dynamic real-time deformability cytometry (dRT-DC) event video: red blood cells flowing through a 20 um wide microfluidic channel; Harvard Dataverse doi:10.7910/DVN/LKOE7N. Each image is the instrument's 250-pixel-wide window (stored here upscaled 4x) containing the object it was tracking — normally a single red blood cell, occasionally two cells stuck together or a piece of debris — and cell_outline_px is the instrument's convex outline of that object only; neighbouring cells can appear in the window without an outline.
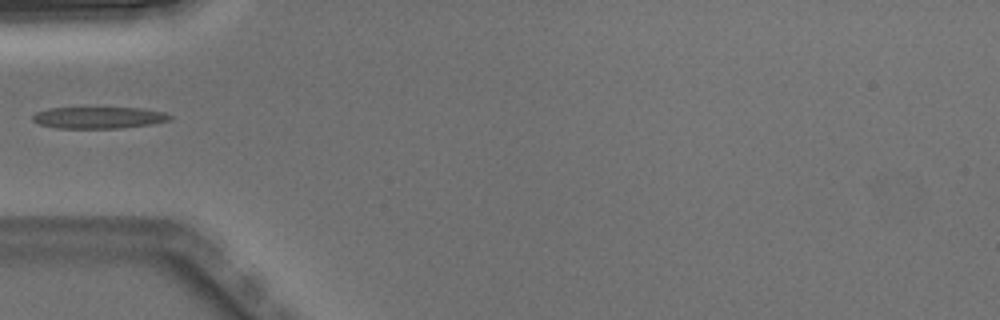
{"species": "Egyptian fruit bat (a non-hibernating species)", "species_latin": "Rousettus aegyptiacus", "temperature_condition": "warm", "stored_images_in_passage": 4, "segment_of_instrument_passage": [2, 2], "camera_frame_rate_fps": 3000, "um_per_image_px": 0.085, "animal": {"sex": "male"}, "frame": {"image": 1, "passage_image": 4, "time_ms": 1.0, "image_size_px": [1000, 320], "cell_outline_px": [[172, 120], [152, 124], [120, 128], [56, 128], [40, 124], [32, 120], [32, 116], [36, 112], [48, 108], [140, 108], [164, 112], [172, 116]], "centroid_in_image_um": [8.4, 10.0], "position_along_channel_um": 76.6, "area_um2": 17.28}}